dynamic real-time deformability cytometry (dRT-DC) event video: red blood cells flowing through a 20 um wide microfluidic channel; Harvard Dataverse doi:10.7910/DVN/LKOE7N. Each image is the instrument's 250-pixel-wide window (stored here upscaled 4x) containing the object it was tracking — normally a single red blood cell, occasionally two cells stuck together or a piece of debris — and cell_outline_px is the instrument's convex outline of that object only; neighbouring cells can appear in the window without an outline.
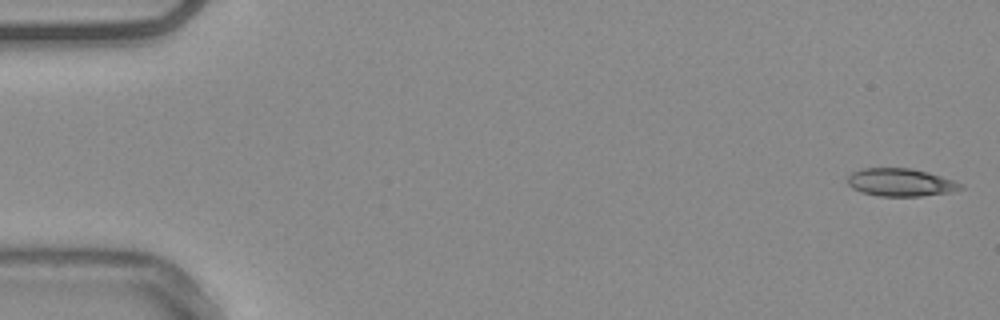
{"species": "common noctule bat (a hibernating species)", "species_latin": "Nyctalus noctula", "temperature_condition": "warm", "stored_images_in_passage": 15, "camera_frame_rate_fps": 3000, "um_per_image_px": 0.085, "animal": {"sex": "male", "body_mass_g": 20.4}, "frame": {"image": 1, "passage_image": 1, "time_ms": 0.0, "image_size_px": [1000, 320], "cell_outline_px": [[964, 188], [948, 192], [920, 196], [876, 196], [860, 192], [852, 188], [848, 184], [848, 176], [852, 172], [860, 168], [912, 168], [928, 172], [964, 184]], "centroid_in_image_um": [76.52, 15.5], "position_along_channel_um": 8.5, "area_um2": 18.38}}
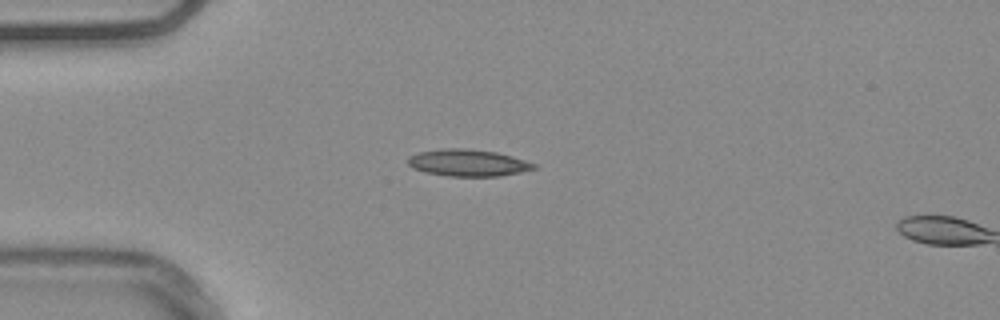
{"frame": {"image": 2, "passage_image": 14, "time_ms": 4.333, "image_size_px": [1000, 320], "cell_outline_px": [[536, 168], [520, 172], [500, 176], [448, 176], [424, 172], [412, 168], [408, 164], [408, 156], [420, 152], [444, 148], [464, 148], [496, 152], [512, 156], [536, 164]], "centroid_in_image_um": [39.75, 13.84], "position_along_channel_um": 45.2, "area_um2": 19.65}}